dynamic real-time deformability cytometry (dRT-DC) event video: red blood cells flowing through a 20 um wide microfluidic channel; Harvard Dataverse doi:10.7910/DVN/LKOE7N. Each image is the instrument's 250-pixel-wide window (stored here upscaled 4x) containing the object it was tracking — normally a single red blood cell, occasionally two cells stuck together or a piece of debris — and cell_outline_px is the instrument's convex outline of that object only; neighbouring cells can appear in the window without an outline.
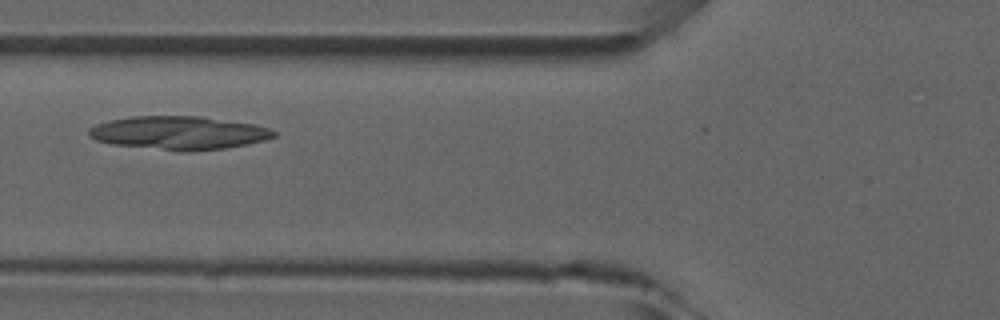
{"species": "common noctule bat (a hibernating species)", "species_latin": "Nyctalus noctula", "temperature_condition": "room temperature", "stored_images_in_passage": 6, "camera_frame_rate_fps": 3000, "um_per_image_px": 0.085, "animal": {"sex": "male", "forearm_length_mm": 52.5}, "frame": {"image": 1, "passage_image": 3, "time_ms": 3.333, "image_size_px": [1000, 320], "cell_outline_px": [[276, 136], [264, 140], [248, 144], [224, 148], [188, 152], [180, 152], [108, 144], [96, 140], [88, 136], [88, 128], [96, 124], [112, 120], [132, 116], [200, 116], [252, 124], [268, 128], [276, 132]], "centroid_in_image_um": [15.15, 11.31], "position_along_channel_um": 110.7, "area_um2": 36.18}}
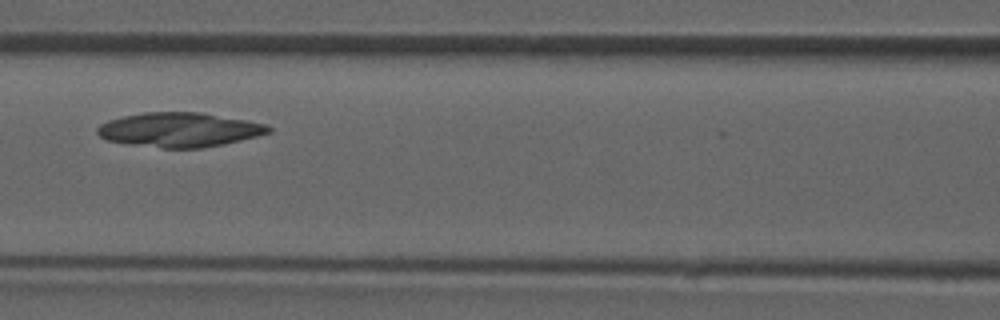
{"frame": {"image": 2, "passage_image": 4, "time_ms": 4.333, "image_size_px": [1000, 320], "cell_outline_px": [[272, 132], [224, 144], [200, 148], [164, 148], [128, 144], [108, 140], [100, 136], [96, 132], [96, 128], [100, 124], [108, 120], [124, 116], [144, 112], [200, 112], [244, 120], [264, 124], [272, 128]], "centroid_in_image_um": [15.21, 11.03], "position_along_channel_um": 151.4, "area_um2": 34.1}}